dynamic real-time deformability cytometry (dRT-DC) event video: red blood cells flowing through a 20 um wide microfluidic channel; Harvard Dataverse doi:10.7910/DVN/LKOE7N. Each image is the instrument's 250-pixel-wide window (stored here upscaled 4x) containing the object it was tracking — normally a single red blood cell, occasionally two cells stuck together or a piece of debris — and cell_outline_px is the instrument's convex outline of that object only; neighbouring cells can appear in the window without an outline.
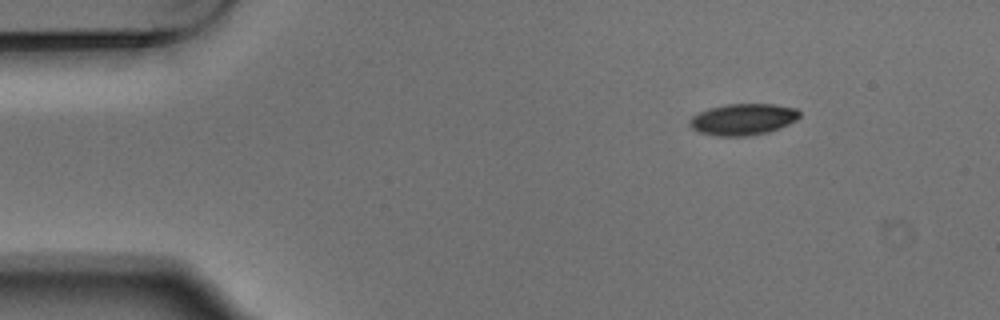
{"species": "Egyptian fruit bat (a non-hibernating species)", "species_latin": "Rousettus aegyptiacus", "temperature_condition": "warm", "stored_images_in_passage": 2, "camera_frame_rate_fps": 3000, "um_per_image_px": 0.085, "animal": {"sex": "male"}, "frame": {"image": 1, "passage_image": 2, "time_ms": 0.333, "image_size_px": [1000, 320], "cell_outline_px": [[800, 116], [796, 120], [780, 128], [768, 132], [744, 136], [716, 136], [700, 132], [692, 128], [688, 124], [688, 120], [692, 116], [708, 108], [728, 104], [772, 104], [796, 108], [800, 112]], "centroid_in_image_um": [63.14, 10.14], "position_along_channel_um": 21.9, "area_um2": 20.11}}